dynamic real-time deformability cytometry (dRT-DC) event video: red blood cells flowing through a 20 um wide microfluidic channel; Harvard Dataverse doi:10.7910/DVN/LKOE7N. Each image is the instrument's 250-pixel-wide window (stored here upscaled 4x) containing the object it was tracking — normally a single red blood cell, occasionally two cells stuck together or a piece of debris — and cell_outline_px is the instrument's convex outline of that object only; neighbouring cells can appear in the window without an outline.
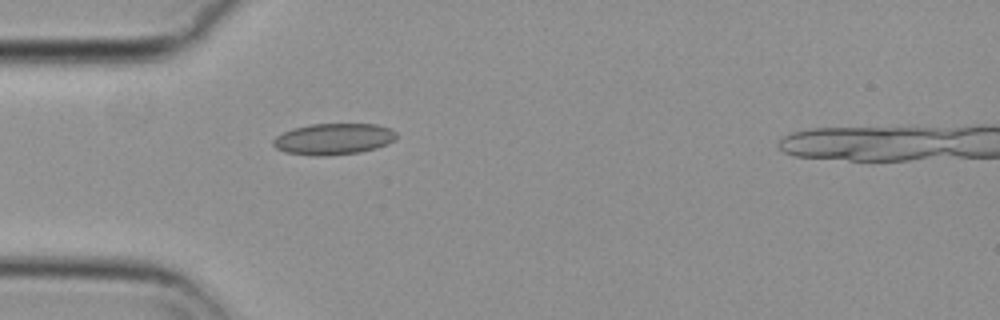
{"species": "common noctule bat (a hibernating species)", "species_latin": "Nyctalus noctula", "temperature_condition": "cold", "stored_images_in_passage": 42, "camera_frame_rate_fps": 3000, "um_per_image_px": 0.085, "animal": {"sex": "female", "body_mass_g": 29.2, "forearm_length_mm": 56.3}, "frame": {"image": 1, "passage_image": 1, "time_ms": 0.0, "image_size_px": [1000, 320], "cell_outline_px": [[396, 140], [388, 144], [376, 148], [360, 152], [324, 156], [316, 156], [284, 152], [276, 148], [272, 144], [272, 140], [276, 136], [292, 128], [312, 124], [376, 124], [392, 128], [396, 132]], "centroid_in_image_um": [28.36, 11.81], "position_along_channel_um": 56.6, "area_um2": 22.66}}
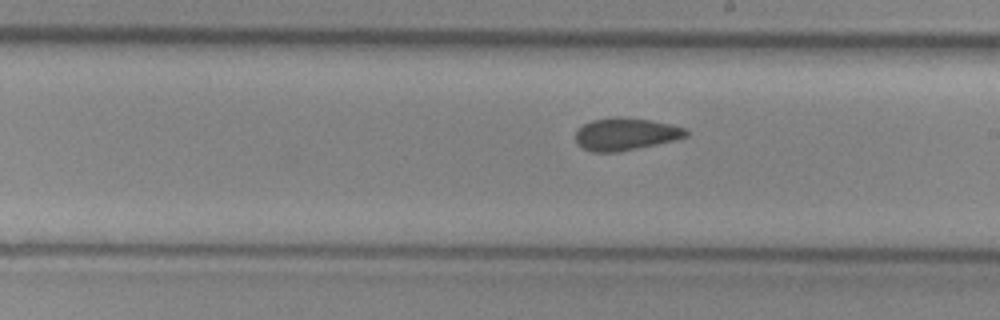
{"frame": {"image": 2, "passage_image": 16, "time_ms": 5.0, "image_size_px": [1000, 320], "cell_outline_px": [[688, 136], [676, 140], [616, 152], [592, 152], [584, 148], [576, 140], [576, 132], [584, 124], [592, 120], [616, 116], [620, 116], [652, 120], [672, 124], [684, 128], [688, 132]], "centroid_in_image_um": [53.21, 11.38], "position_along_channel_um": 235.8, "area_um2": 20.75}}
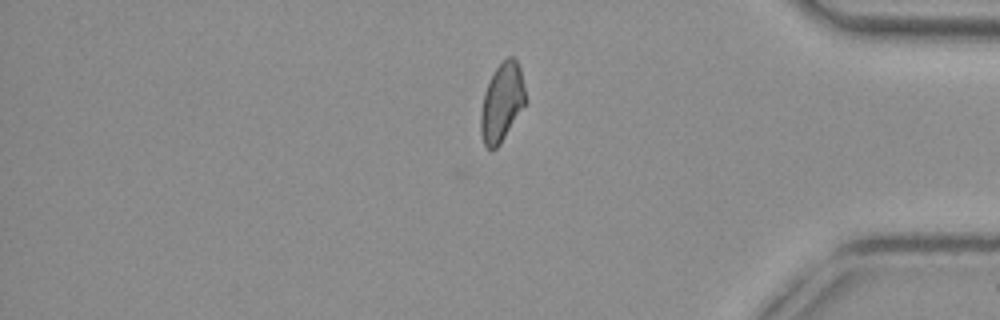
{"frame": {"image": 3, "passage_image": 31, "time_ms": 10.0, "image_size_px": [1000, 320], "cell_outline_px": [[528, 100], [500, 144], [496, 148], [488, 148], [484, 144], [480, 132], [480, 112], [484, 92], [496, 68], [508, 56], [512, 56], [516, 60], [520, 68]], "centroid_in_image_um": [42.67, 8.7], "position_along_channel_um": 392.5, "area_um2": 20.4}, "authors_computed_cell_mechanics": {"area_um2": 20.7791, "velocity_mm_per_s": 3.6799, "shape_relaxation_time_tau1_ms": 6.3933, "shape_relaxation_time_tau2_ms": 2.016, "deformation_change_tau1": 0.1006, "deformation_change_tau2": 0.0734}}